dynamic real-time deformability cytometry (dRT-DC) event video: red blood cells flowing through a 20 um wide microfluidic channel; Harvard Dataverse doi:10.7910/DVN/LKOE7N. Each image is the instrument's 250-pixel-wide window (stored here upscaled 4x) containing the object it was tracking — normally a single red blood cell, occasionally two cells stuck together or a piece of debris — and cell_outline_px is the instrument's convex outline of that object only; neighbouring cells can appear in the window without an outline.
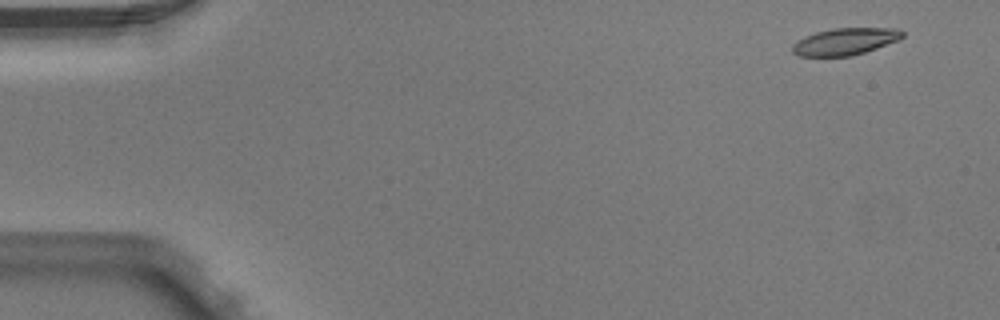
{"species": "Egyptian fruit bat (a non-hibernating species)", "species_latin": "Rousettus aegyptiacus", "temperature_condition": "warm", "stored_images_in_passage": 5, "camera_frame_rate_fps": 3000, "um_per_image_px": 0.085, "animal": {"sex": "male"}, "frame": {"image": 1, "passage_image": 1, "time_ms": 0.0, "image_size_px": [1000, 320], "cell_outline_px": [[904, 36], [900, 40], [852, 56], [800, 56], [792, 52], [792, 44], [796, 40], [804, 36], [816, 32], [832, 28], [900, 28], [904, 32]], "centroid_in_image_um": [71.84, 3.52], "position_along_channel_um": 13.2, "area_um2": 17.46}}
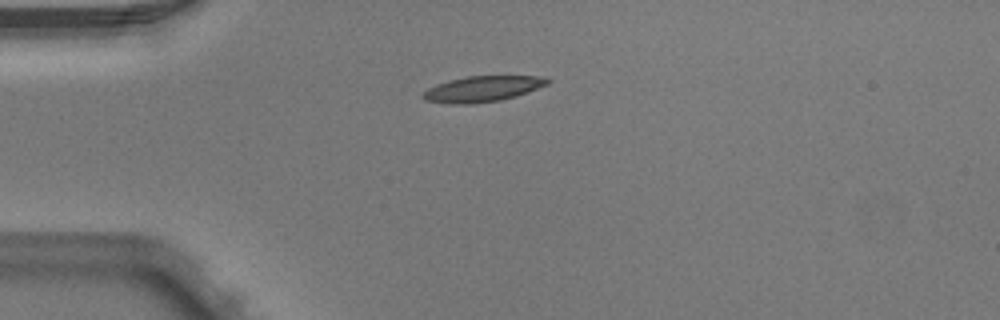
{"frame": {"image": 2, "passage_image": 3, "time_ms": 0.667, "image_size_px": [1000, 320], "cell_outline_px": [[552, 80], [548, 84], [516, 96], [500, 100], [472, 104], [452, 104], [424, 100], [420, 96], [428, 88], [436, 84], [468, 76], [540, 76]], "centroid_in_image_um": [41.0, 7.56], "position_along_channel_um": 44.0, "area_um2": 18.55}}
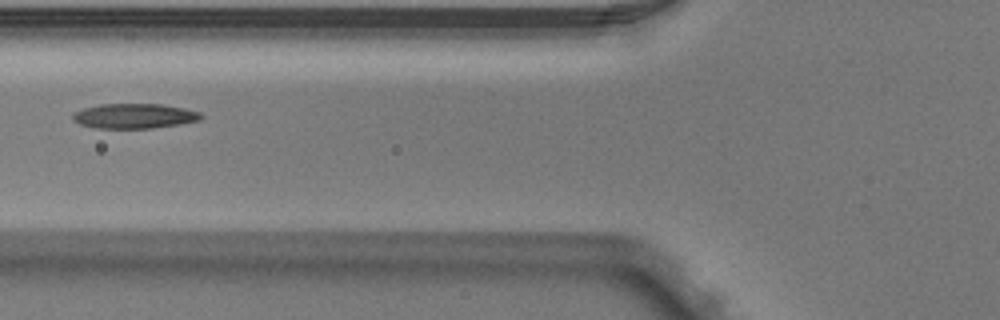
{"frame": {"image": 3, "passage_image": 5, "time_ms": 1.333, "image_size_px": [1000, 320], "cell_outline_px": [[204, 116], [200, 120], [180, 124], [152, 128], [96, 128], [80, 124], [72, 120], [72, 112], [84, 108], [100, 104], [160, 104], [184, 108], [200, 112]], "centroid_in_image_um": [11.41, 9.86], "position_along_channel_um": 114.4, "area_um2": 18.67}}